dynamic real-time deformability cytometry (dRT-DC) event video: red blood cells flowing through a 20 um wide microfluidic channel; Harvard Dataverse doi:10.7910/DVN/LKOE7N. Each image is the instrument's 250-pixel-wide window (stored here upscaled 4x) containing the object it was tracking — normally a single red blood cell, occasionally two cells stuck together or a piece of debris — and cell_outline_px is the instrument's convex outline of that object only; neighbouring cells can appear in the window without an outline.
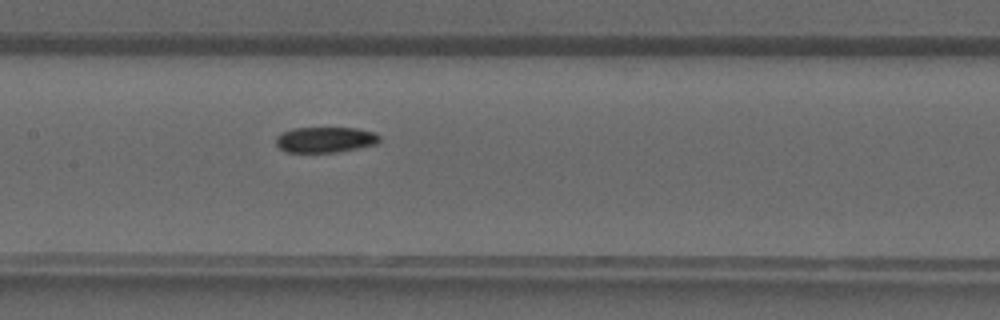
{"species": "common noctule bat (a hibernating species)", "species_latin": "Nyctalus noctula", "temperature_condition": "warm", "stored_images_in_passage": 39, "camera_frame_rate_fps": 3000, "um_per_image_px": 0.085, "animal": {"sex": "male", "forearm_length_mm": 52.5}, "frame": {"image": 1, "passage_image": 20, "time_ms": 6.333, "image_size_px": [1000, 320], "cell_outline_px": [[380, 140], [376, 144], [336, 152], [288, 152], [280, 148], [276, 144], [276, 136], [292, 128], [356, 128], [376, 132], [380, 136]], "centroid_in_image_um": [27.66, 11.86], "position_along_channel_um": 179.7, "area_um2": 15.37}}
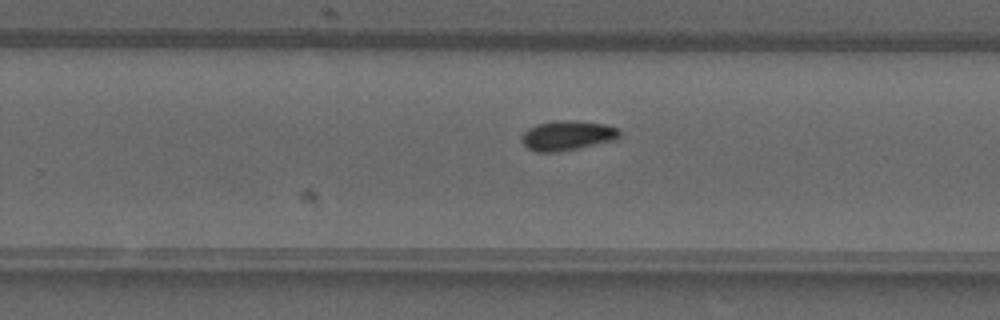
{"frame": {"image": 2, "passage_image": 26, "time_ms": 8.333, "image_size_px": [1000, 320], "cell_outline_px": [[620, 136], [616, 140], [556, 152], [536, 152], [528, 148], [524, 144], [524, 132], [528, 128], [536, 124], [556, 120], [572, 120], [604, 124], [620, 128]], "centroid_in_image_um": [48.26, 11.5], "position_along_channel_um": 281.5, "area_um2": 16.82}}
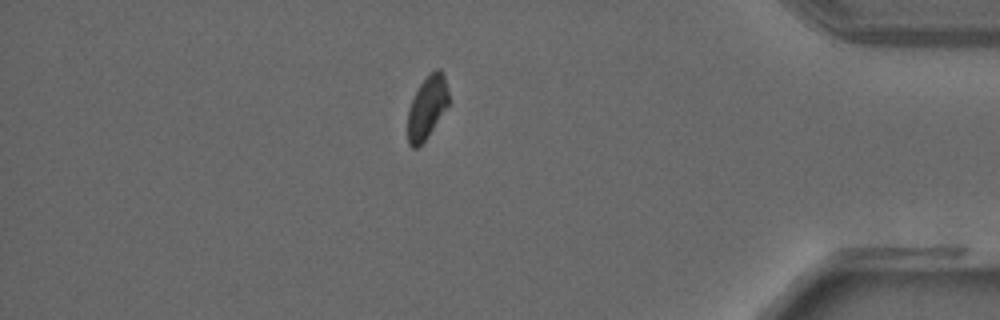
{"frame": {"image": 3, "passage_image": 35, "time_ms": 11.333, "image_size_px": [1000, 320], "cell_outline_px": [[448, 104], [428, 136], [416, 148], [412, 148], [408, 144], [408, 108], [420, 84], [428, 72], [436, 68], [440, 68], [444, 76], [448, 92]], "centroid_in_image_um": [36.28, 9.09], "position_along_channel_um": 398.9, "area_um2": 14.8}}